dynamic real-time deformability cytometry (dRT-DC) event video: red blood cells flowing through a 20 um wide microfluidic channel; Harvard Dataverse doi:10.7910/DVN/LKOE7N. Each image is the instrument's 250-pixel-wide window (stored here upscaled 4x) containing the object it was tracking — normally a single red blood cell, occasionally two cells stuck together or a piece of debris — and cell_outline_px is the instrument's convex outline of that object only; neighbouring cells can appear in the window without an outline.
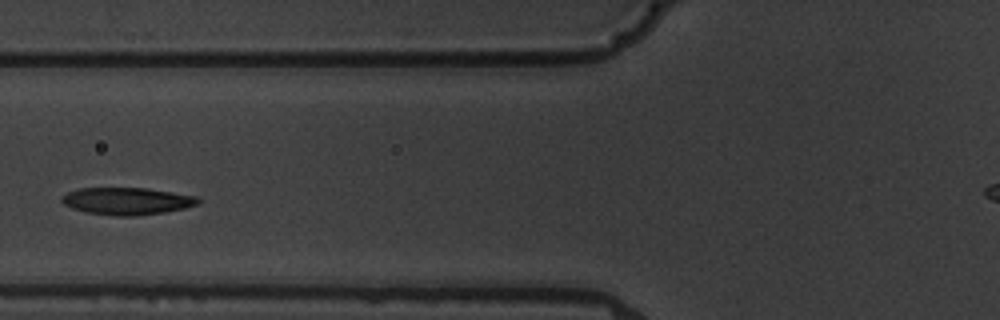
{"species": "common noctule bat (a hibernating species)", "species_latin": "Nyctalus noctula", "temperature_condition": "warm", "stored_images_in_passage": 14, "segment_of_instrument_passage": [1, 2], "camera_frame_rate_fps": 3000, "um_per_image_px": 0.085, "animal": {"sex": "male", "body_mass_g": 19.5, "forearm_length_mm": 54.6}, "frame": {"image": 1, "passage_image": 4, "time_ms": 3.333, "image_size_px": [1000, 320], "cell_outline_px": [[200, 200], [196, 204], [184, 208], [164, 212], [136, 216], [116, 216], [88, 212], [72, 208], [64, 204], [60, 200], [68, 192], [80, 188], [144, 188], [196, 196]], "centroid_in_image_um": [10.77, 17.09], "position_along_channel_um": 115.0, "area_um2": 21.27}}
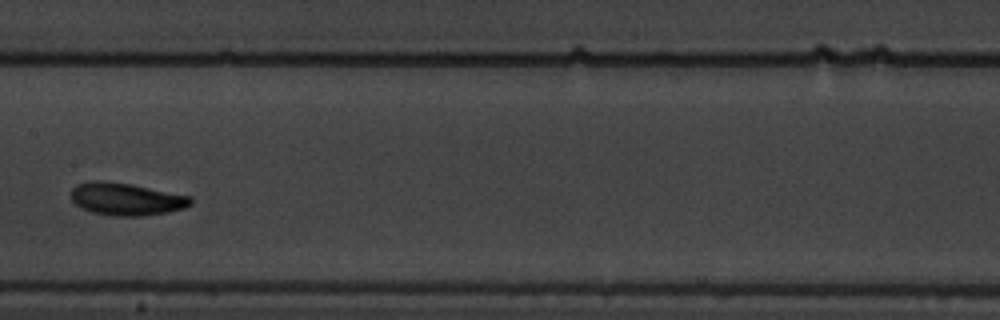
{"frame": {"image": 2, "passage_image": 6, "time_ms": 5.667, "image_size_px": [1000, 320], "cell_outline_px": [[192, 204], [184, 208], [168, 212], [140, 216], [112, 216], [92, 212], [80, 208], [72, 200], [72, 188], [76, 184], [92, 180], [104, 180], [132, 184], [192, 196]], "centroid_in_image_um": [10.73, 16.91], "position_along_channel_um": 196.7, "area_um2": 22.89}}
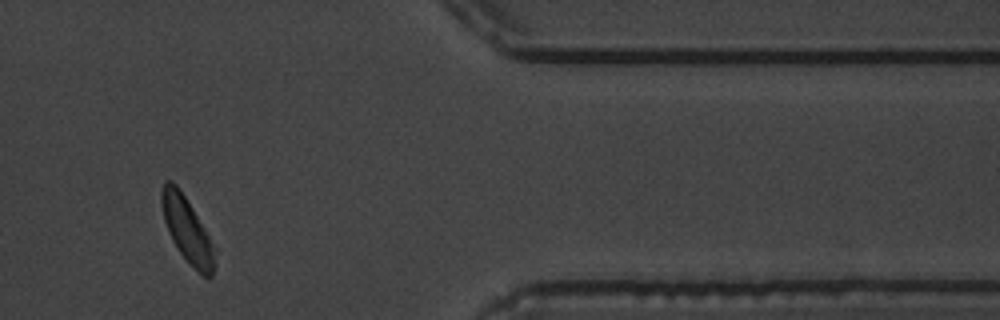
{"frame": {"image": 3, "passage_image": 11, "time_ms": 12.0, "image_size_px": [1000, 320], "cell_outline_px": [[216, 248], [212, 276], [208, 280], [176, 248], [168, 232], [164, 220], [160, 204], [160, 192], [164, 180], [172, 180], [176, 184], [192, 208]], "centroid_in_image_um": [15.87, 19.49], "position_along_channel_um": 395.5, "area_um2": 19.94}}